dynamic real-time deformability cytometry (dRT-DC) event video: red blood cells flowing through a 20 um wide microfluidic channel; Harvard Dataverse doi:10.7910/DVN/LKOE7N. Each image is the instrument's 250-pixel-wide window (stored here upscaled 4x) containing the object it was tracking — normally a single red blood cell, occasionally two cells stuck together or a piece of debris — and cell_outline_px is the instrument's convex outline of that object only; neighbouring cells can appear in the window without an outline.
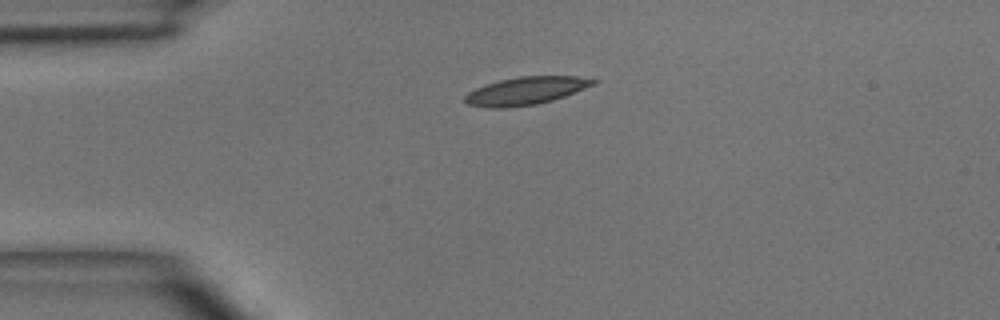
{"species": "common noctule bat (a hibernating species)", "species_latin": "Nyctalus noctula", "temperature_condition": "room temperature", "stored_images_in_passage": 2, "camera_frame_rate_fps": 3000, "um_per_image_px": 0.085, "animal": {"sex": "male", "body_mass_g": 15.6}, "frame": {"image": 1, "passage_image": 1, "time_ms": 0.0, "image_size_px": [1000, 320], "cell_outline_px": [[596, 84], [564, 96], [552, 100], [536, 104], [504, 108], [488, 108], [468, 104], [464, 100], [464, 96], [468, 92], [476, 88], [500, 80], [520, 76], [576, 76], [596, 80]], "centroid_in_image_um": [44.68, 7.72], "position_along_channel_um": 40.3, "area_um2": 20.58}}
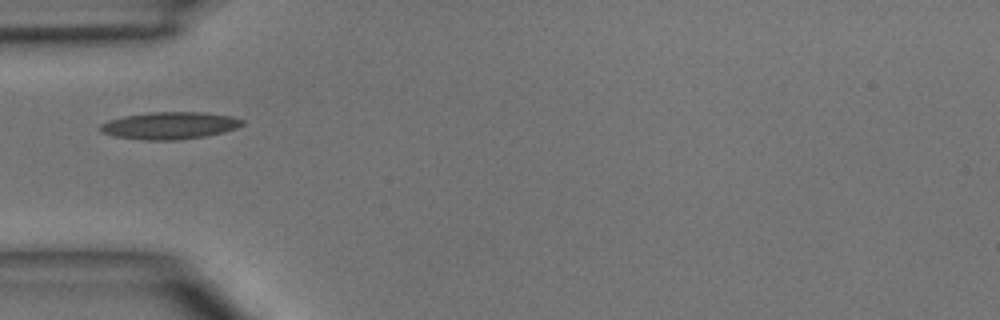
{"frame": {"image": 2, "passage_image": 2, "time_ms": 1.333, "image_size_px": [1000, 320], "cell_outline_px": [[244, 124], [236, 128], [204, 136], [180, 140], [144, 140], [116, 136], [100, 132], [100, 124], [108, 120], [124, 116], [148, 112], [208, 112], [232, 116], [244, 120]], "centroid_in_image_um": [14.42, 10.66], "position_along_channel_um": 70.6, "area_um2": 22.54}}